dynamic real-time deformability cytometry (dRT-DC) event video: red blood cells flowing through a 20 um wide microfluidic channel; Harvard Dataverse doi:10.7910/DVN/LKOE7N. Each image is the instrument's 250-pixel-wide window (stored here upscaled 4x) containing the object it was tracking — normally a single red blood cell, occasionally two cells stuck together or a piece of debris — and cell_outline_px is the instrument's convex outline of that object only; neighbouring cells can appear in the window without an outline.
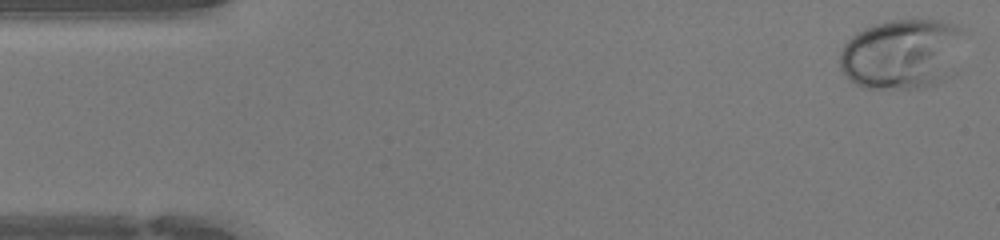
{"species": "human", "species_latin": "Homo sapiens", "temperature_condition": "warm", "stored_images_in_passage": 46, "camera_frame_rate_fps": 3000, "um_per_image_px": 0.085, "donor": {"sex": "female"}, "frame": {"image": 1, "passage_image": 1, "time_ms": 0.0, "image_size_px": [1000, 240], "cell_outline_px": [[960, 32], [956, 76], [936, 84], [920, 88], [864, 88], [856, 84], [840, 68], [840, 52], [844, 44], [856, 32], [864, 28], [876, 24], [892, 20], [940, 20], [956, 24], [960, 28]], "centroid_in_image_um": [76.68, 4.61], "position_along_channel_um": 8.3, "area_um2": 50.98}}
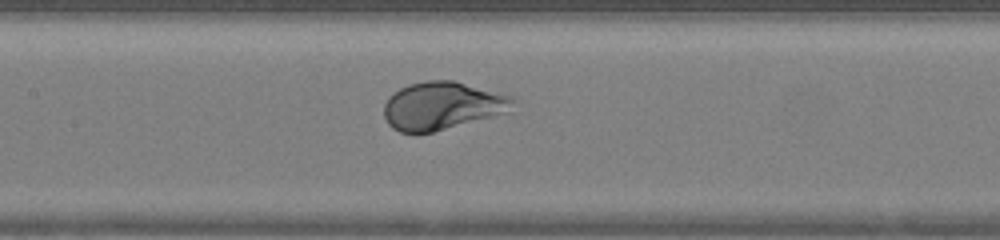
{"frame": {"image": 2, "passage_image": 21, "time_ms": 6.667, "image_size_px": [1000, 240], "cell_outline_px": [[520, 100], [512, 112], [416, 136], [400, 132], [392, 128], [388, 124], [384, 116], [384, 104], [388, 96], [400, 88], [408, 84], [428, 80], [452, 80], [512, 96]], "centroid_in_image_um": [37.63, 9.01], "position_along_channel_um": 169.8, "area_um2": 36.88}}
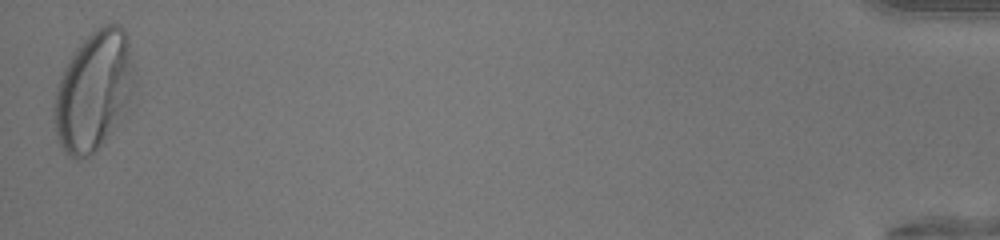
{"frame": {"image": 3, "passage_image": 46, "time_ms": 15.0, "image_size_px": [1000, 240], "cell_outline_px": [[132, 84], [128, 96], [104, 140], [88, 156], [76, 160], [68, 156], [64, 152], [60, 144], [56, 132], [52, 108], [60, 76], [68, 60], [76, 48], [96, 28], [104, 24], [120, 24], [124, 28], [128, 36], [132, 80]], "centroid_in_image_um": [7.86, 7.68], "position_along_channel_um": 427.3, "area_um2": 53.7}, "authors_computed_cell_mechanics": {"area_um2": 38.5526, "velocity_mm_per_s": 4.3036, "shape_relaxation_time_tau1_ms": 2.9399, "shape_relaxation_time_tau2_ms": null, "deformation_change_tau1": 0.1811, "deformation_change_tau2": null}}